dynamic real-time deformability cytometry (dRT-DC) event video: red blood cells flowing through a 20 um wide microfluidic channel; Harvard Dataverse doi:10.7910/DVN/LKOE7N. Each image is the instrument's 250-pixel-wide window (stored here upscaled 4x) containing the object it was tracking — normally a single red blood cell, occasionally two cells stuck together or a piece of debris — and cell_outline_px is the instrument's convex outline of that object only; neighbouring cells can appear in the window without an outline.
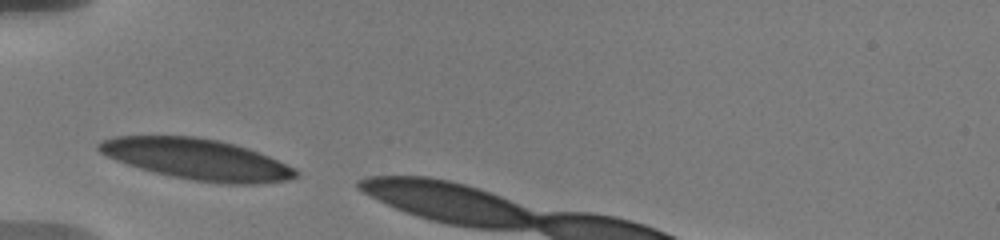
{"species": "human", "species_latin": "Homo sapiens", "temperature_condition": "warm", "stored_images_in_passage": 2, "camera_frame_rate_fps": 3000, "um_per_image_px": 0.085, "donor": {"sex": "male"}, "frame": {"image": 1, "passage_image": 1, "time_ms": 0.0, "image_size_px": [1000, 240], "cell_outline_px": [[300, 172], [296, 176], [284, 180], [256, 184], [228, 184], [192, 180], [172, 176], [140, 168], [116, 160], [100, 152], [96, 148], [96, 144], [100, 140], [116, 136], [196, 136], [220, 140], [248, 148], [268, 156], [296, 168]], "centroid_in_image_um": [16.73, 13.52], "position_along_channel_um": 68.3, "area_um2": 46.76}}